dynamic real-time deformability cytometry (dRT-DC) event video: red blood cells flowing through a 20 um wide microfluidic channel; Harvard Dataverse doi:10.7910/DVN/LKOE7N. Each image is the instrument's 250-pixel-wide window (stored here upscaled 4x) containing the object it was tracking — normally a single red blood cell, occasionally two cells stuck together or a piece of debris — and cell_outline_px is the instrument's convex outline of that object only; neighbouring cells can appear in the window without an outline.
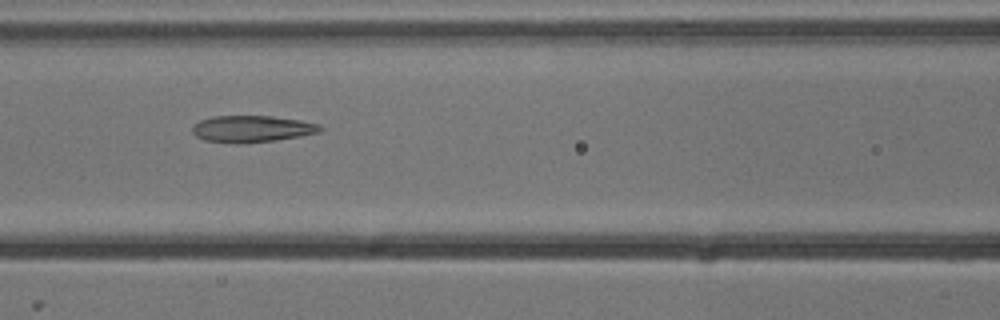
{"species": "common noctule bat (a hibernating species)", "species_latin": "Nyctalus noctula", "temperature_condition": "cold", "stored_images_in_passage": 15, "camera_frame_rate_fps": 3000, "um_per_image_px": 0.085, "animal": {"sex": "male", "body_mass_g": 13.3}, "frame": {"image": 1, "passage_image": 7, "time_ms": 2.0, "image_size_px": [1000, 320], "cell_outline_px": [[324, 128], [320, 132], [300, 136], [276, 140], [240, 144], [236, 144], [204, 140], [196, 136], [192, 132], [192, 124], [200, 120], [212, 116], [272, 116], [300, 120], [320, 124]], "centroid_in_image_um": [21.4, 10.95], "position_along_channel_um": 145.2, "area_um2": 20.11}}
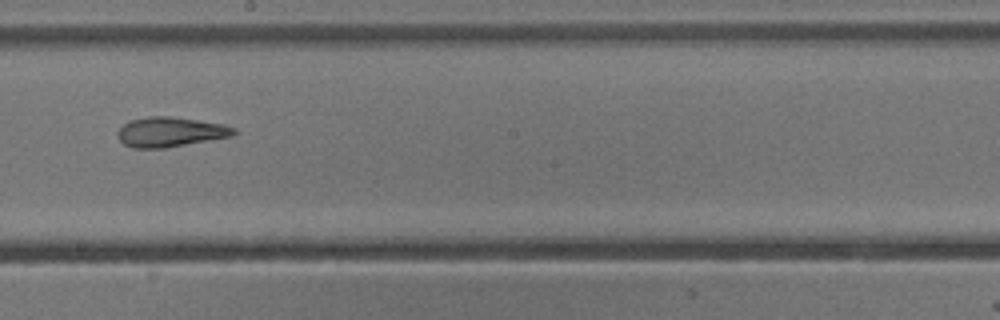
{"frame": {"image": 2, "passage_image": 9, "time_ms": 2.667, "image_size_px": [1000, 320], "cell_outline_px": [[240, 132], [232, 136], [164, 148], [132, 148], [124, 144], [120, 140], [116, 132], [124, 124], [132, 120], [148, 116], [172, 116], [224, 124], [236, 128]], "centroid_in_image_um": [14.51, 11.21], "position_along_channel_um": 233.7, "area_um2": 20.23}}
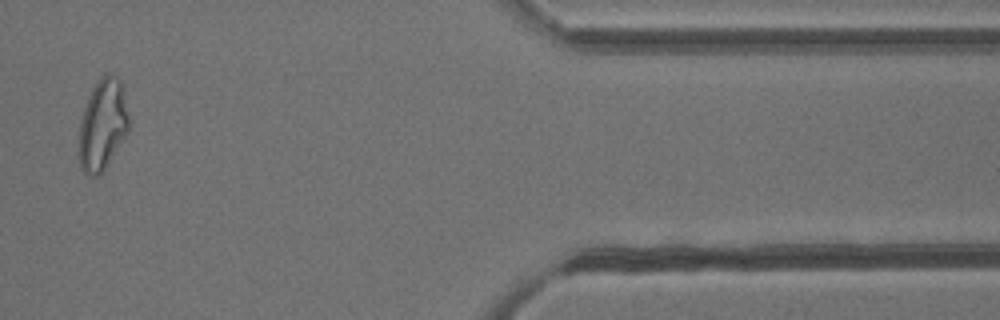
{"frame": {"image": 3, "passage_image": 14, "time_ms": 4.333, "image_size_px": [1000, 320], "cell_outline_px": [[128, 132], [104, 168], [96, 176], [88, 176], [84, 172], [80, 164], [80, 120], [84, 108], [92, 88], [100, 76], [104, 72], [108, 72], [116, 76], [120, 80], [124, 92], [128, 116]], "centroid_in_image_um": [8.73, 10.53], "position_along_channel_um": 402.7, "area_um2": 26.07}}